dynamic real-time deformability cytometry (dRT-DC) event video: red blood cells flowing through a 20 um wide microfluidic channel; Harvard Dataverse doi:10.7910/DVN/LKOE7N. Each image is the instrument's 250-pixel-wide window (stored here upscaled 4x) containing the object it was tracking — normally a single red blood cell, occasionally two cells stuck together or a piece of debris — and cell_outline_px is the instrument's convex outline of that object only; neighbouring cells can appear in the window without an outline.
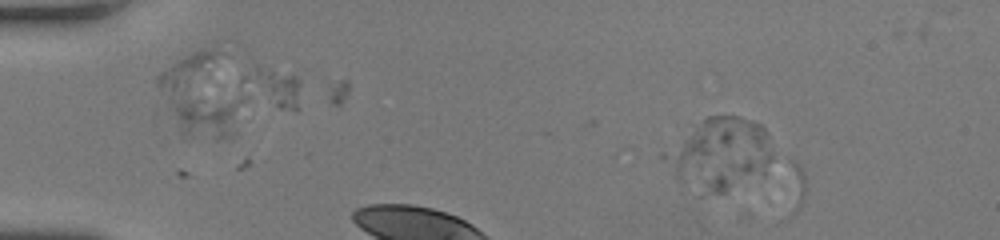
{"species": "human", "species_latin": "Homo sapiens", "temperature_condition": "room temperature", "stored_images_in_passage": 29, "camera_frame_rate_fps": 3000, "um_per_image_px": 0.085, "donor": {"sex": "female"}, "frame": {"image": 1, "passage_image": 2, "time_ms": 0.333, "image_size_px": [1000, 240], "cell_outline_px": [[772, 156], [764, 176], [724, 192], [704, 196], [700, 196], [680, 192], [660, 156], [660, 152], [692, 124], [708, 116], [740, 116], [752, 120], [760, 124], [768, 132], [772, 152]], "centroid_in_image_um": [61.03, 13.18], "position_along_channel_um": 24.0, "area_um2": 48.26}}
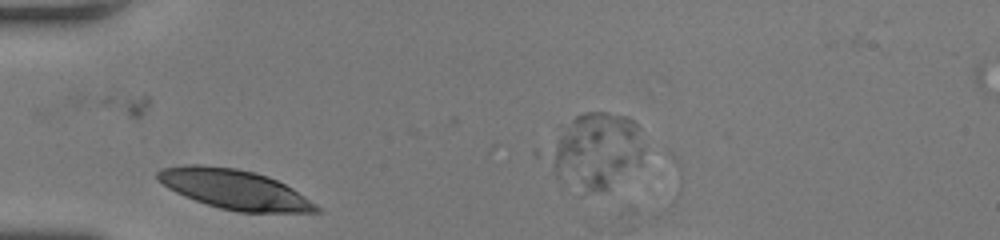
{"frame": {"image": 2, "passage_image": 5, "time_ms": 1.333, "image_size_px": [1000, 240], "cell_outline_px": [[320, 212], [236, 212], [220, 208], [184, 196], [168, 188], [156, 180], [156, 172], [160, 168], [184, 164], [204, 164], [236, 168], [256, 172], [268, 176], [292, 188], [316, 204], [320, 208]], "centroid_in_image_um": [19.87, 16.07], "position_along_channel_um": 65.1, "area_um2": 36.7}}
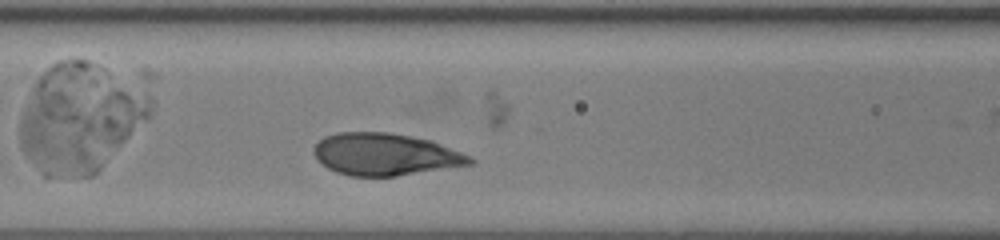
{"frame": {"image": 3, "passage_image": 11, "time_ms": 3.333, "image_size_px": [1000, 240], "cell_outline_px": [[476, 160], [472, 164], [396, 176], [352, 176], [336, 172], [328, 168], [312, 152], [312, 148], [324, 136], [336, 132], [388, 132], [412, 136], [432, 140], [460, 152]], "centroid_in_image_um": [32.73, 13.11], "position_along_channel_um": 133.9, "area_um2": 38.15}}